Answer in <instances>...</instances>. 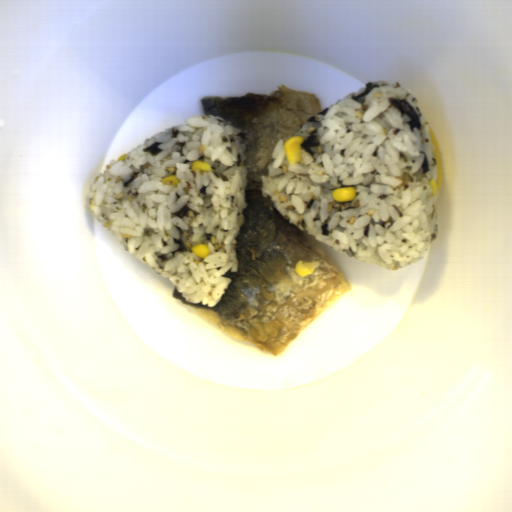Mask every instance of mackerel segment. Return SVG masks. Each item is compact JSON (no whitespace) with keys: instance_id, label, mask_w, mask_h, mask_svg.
I'll return each instance as SVG.
<instances>
[{"instance_id":"1","label":"mackerel segment","mask_w":512,"mask_h":512,"mask_svg":"<svg viewBox=\"0 0 512 512\" xmlns=\"http://www.w3.org/2000/svg\"><path fill=\"white\" fill-rule=\"evenodd\" d=\"M200 103L203 115L221 116L240 128L246 147L247 207L236 238L238 270L229 273L231 283L214 307L186 302L174 287L172 295L209 325L276 357L351 288L311 235L289 223L262 193L274 147L323 109L311 92L284 85L270 94L204 96ZM298 260L320 265L301 278L294 271Z\"/></svg>"},{"instance_id":"2","label":"mackerel segment","mask_w":512,"mask_h":512,"mask_svg":"<svg viewBox=\"0 0 512 512\" xmlns=\"http://www.w3.org/2000/svg\"><path fill=\"white\" fill-rule=\"evenodd\" d=\"M321 143L320 141L317 139L316 136H309L307 138L306 141H303V148H305L309 153H311L312 155H314V150H313V147H320Z\"/></svg>"}]
</instances>
